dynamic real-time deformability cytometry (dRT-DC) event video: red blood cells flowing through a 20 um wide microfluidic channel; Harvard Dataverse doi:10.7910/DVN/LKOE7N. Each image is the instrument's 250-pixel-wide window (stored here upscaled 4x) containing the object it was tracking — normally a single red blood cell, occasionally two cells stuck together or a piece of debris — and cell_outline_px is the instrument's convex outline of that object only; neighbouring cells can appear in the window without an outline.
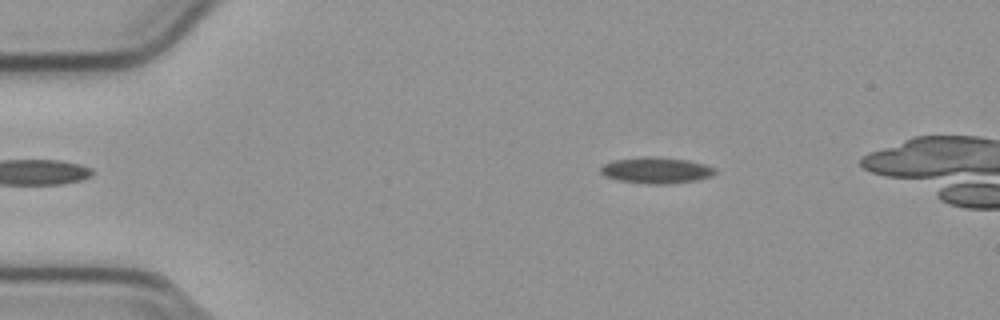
{"species": "common noctule bat (a hibernating species)", "species_latin": "Nyctalus noctula", "temperature_condition": "cold", "stored_images_in_passage": 49, "camera_frame_rate_fps": 3000, "um_per_image_px": 0.085, "animal": {"sex": "male", "body_mass_g": 23.1, "forearm_length_mm": 52.7}, "frame": {"image": 1, "passage_image": 9, "time_ms": 2.667, "image_size_px": [1000, 320], "cell_outline_px": [[716, 172], [712, 176], [696, 180], [668, 184], [648, 184], [616, 180], [604, 176], [600, 172], [600, 168], [604, 164], [612, 160], [644, 156], [648, 156], [688, 160], [704, 164], [716, 168]], "centroid_in_image_um": [55.75, 14.48], "position_along_channel_um": 29.2, "area_um2": 17.57}}
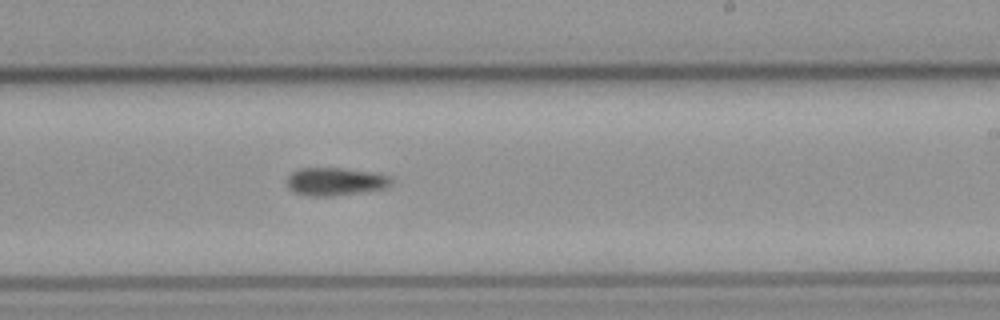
{"frame": {"image": 2, "passage_image": 32, "time_ms": 10.333, "image_size_px": [1000, 320], "cell_outline_px": [[392, 184], [384, 188], [328, 196], [312, 196], [292, 192], [288, 188], [284, 180], [292, 172], [300, 168], [340, 168], [380, 172], [392, 176]], "centroid_in_image_um": [28.49, 15.41], "position_along_channel_um": 260.5, "area_um2": 17.17}}
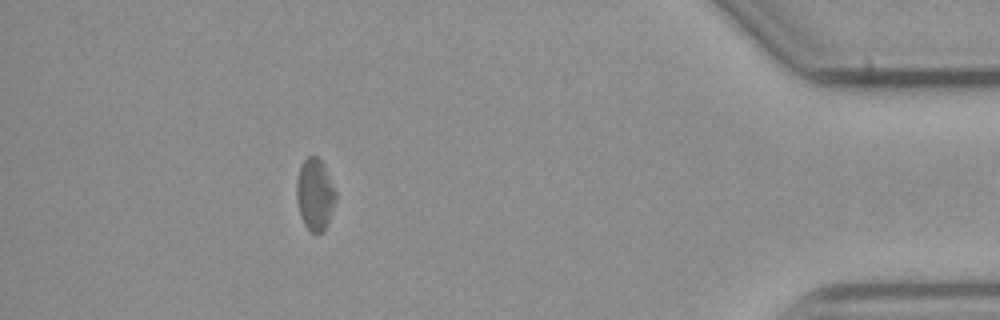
{"frame": {"image": 3, "passage_image": 48, "time_ms": 15.667, "image_size_px": [1000, 320], "cell_outline_px": [[336, 196], [328, 224], [320, 232], [312, 232], [304, 224], [300, 216], [296, 200], [296, 180], [300, 164], [308, 156], [316, 156], [324, 164], [336, 192]], "centroid_in_image_um": [26.74, 16.5], "position_along_channel_um": 408.5, "area_um2": 16.36}}